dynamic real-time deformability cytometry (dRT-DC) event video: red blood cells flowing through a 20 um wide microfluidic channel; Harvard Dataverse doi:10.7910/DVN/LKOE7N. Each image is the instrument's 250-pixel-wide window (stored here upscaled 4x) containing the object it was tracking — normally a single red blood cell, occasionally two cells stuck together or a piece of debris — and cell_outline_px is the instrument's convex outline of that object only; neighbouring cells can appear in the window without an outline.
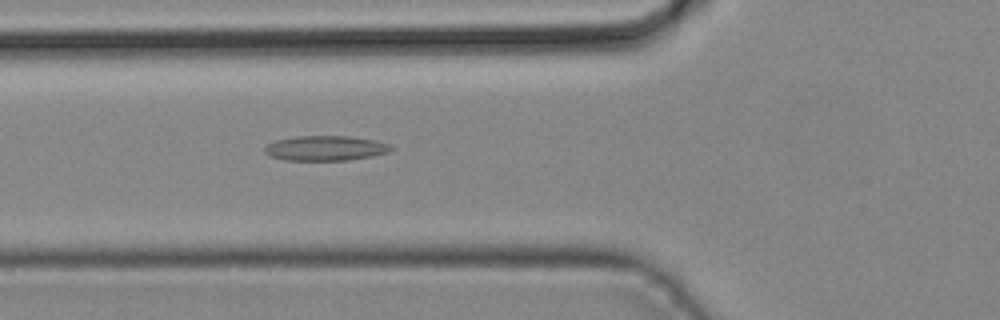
{"species": "common noctule bat (a hibernating species)", "species_latin": "Nyctalus noctula", "temperature_condition": "cold", "stored_images_in_passage": 34, "camera_frame_rate_fps": 3000, "um_per_image_px": 0.085, "animal": {"sex": "male", "body_mass_g": 19.2, "forearm_length_mm": 51.8}, "frame": {"image": 1, "passage_image": 7, "time_ms": 2.0, "image_size_px": [1000, 320], "cell_outline_px": [[392, 148], [388, 152], [372, 156], [348, 160], [284, 160], [272, 156], [264, 152], [264, 148], [268, 144], [276, 140], [296, 136], [348, 136], [376, 140], [388, 144]], "centroid_in_image_um": [27.65, 12.59], "position_along_channel_um": 98.1, "area_um2": 18.21}}
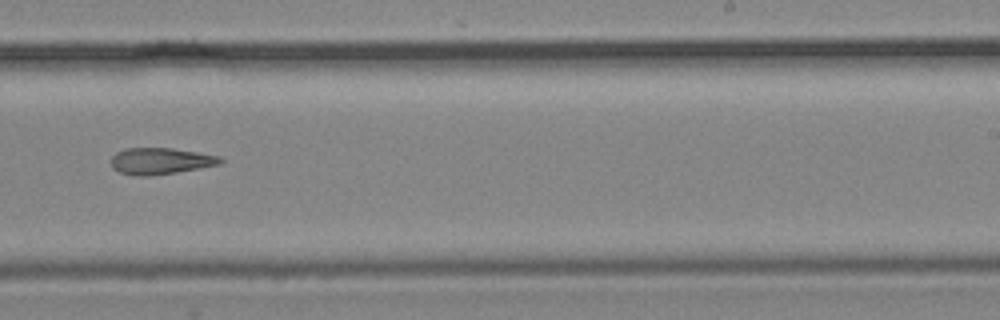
{"frame": {"image": 2, "passage_image": 18, "time_ms": 5.667, "image_size_px": [1000, 320], "cell_outline_px": [[224, 160], [220, 164], [200, 168], [176, 172], [148, 176], [136, 176], [120, 172], [112, 168], [112, 156], [116, 152], [124, 148], [172, 148], [220, 156]], "centroid_in_image_um": [13.64, 13.68], "position_along_channel_um": 275.4, "area_um2": 16.82}}
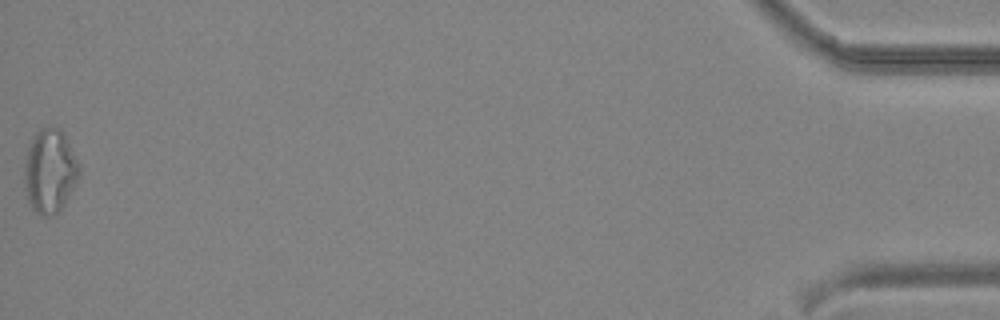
{"frame": {"image": 3, "passage_image": 34, "time_ms": 11.0, "image_size_px": [1000, 320], "cell_outline_px": [[80, 172], [64, 204], [56, 212], [48, 216], [40, 216], [32, 208], [28, 200], [24, 184], [24, 164], [28, 148], [36, 132], [40, 128], [60, 128], [64, 132], [80, 164]], "centroid_in_image_um": [4.23, 14.52], "position_along_channel_um": 431.0, "area_um2": 26.59}}